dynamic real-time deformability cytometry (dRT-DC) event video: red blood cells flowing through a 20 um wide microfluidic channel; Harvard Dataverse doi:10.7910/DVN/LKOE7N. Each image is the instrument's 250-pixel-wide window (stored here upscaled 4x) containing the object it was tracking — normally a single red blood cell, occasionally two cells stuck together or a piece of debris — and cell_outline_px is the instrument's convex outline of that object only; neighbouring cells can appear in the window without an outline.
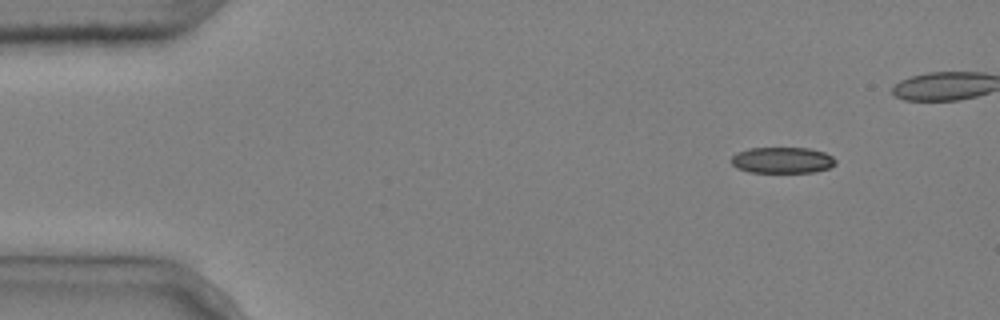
{"species": "common noctule bat (a hibernating species)", "species_latin": "Nyctalus noctula", "temperature_condition": "cold", "stored_images_in_passage": 4, "camera_frame_rate_fps": 3000, "um_per_image_px": 0.085, "animal": {"sex": "male", "body_mass_g": 20.4}, "frame": {"image": 1, "passage_image": 1, "time_ms": 0.0, "image_size_px": [1000, 320], "cell_outline_px": [[836, 164], [828, 168], [816, 172], [748, 172], [736, 168], [728, 160], [736, 152], [748, 148], [808, 148], [824, 152], [832, 156], [836, 160]], "centroid_in_image_um": [66.45, 13.61], "position_along_channel_um": 18.5, "area_um2": 16.07}}